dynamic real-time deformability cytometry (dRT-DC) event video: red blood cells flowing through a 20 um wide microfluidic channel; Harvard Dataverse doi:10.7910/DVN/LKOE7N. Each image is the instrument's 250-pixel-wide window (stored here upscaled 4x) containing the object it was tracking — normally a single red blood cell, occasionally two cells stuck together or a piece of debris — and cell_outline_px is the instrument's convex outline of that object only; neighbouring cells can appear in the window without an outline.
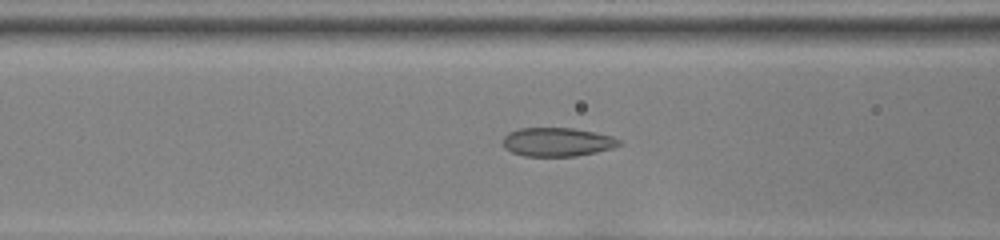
{"species": "common noctule bat (a hibernating species)", "species_latin": "Nyctalus noctula", "temperature_condition": "room temperature", "stored_images_in_passage": 15, "camera_frame_rate_fps": 3000, "um_per_image_px": 0.085, "animal": {"sex": "female", "body_mass_g": 22.0, "forearm_length_mm": 56.7}, "frame": {"image": 1, "passage_image": 13, "time_ms": 4.0, "image_size_px": [1000, 240], "cell_outline_px": [[624, 144], [612, 148], [596, 152], [576, 156], [524, 156], [512, 152], [504, 148], [504, 136], [508, 132], [520, 128], [572, 128], [596, 132], [612, 136], [620, 140]], "centroid_in_image_um": [47.39, 12.07], "position_along_channel_um": 119.2, "area_um2": 19.54}}